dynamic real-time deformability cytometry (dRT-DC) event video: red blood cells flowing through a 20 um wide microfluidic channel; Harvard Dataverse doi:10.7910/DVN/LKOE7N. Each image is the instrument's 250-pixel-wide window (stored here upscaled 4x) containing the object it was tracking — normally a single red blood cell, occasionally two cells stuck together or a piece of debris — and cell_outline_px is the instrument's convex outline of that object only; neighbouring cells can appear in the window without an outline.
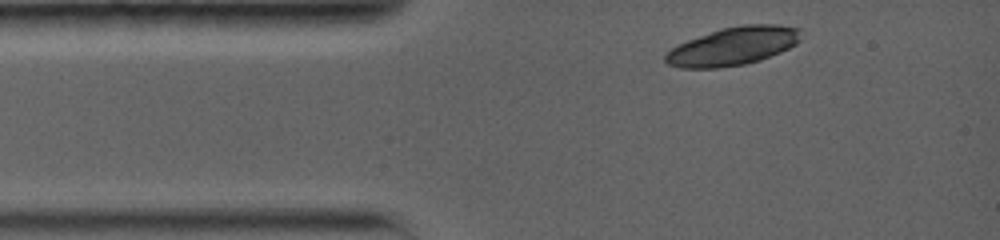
{"species": "common noctule bat (a hibernating species)", "species_latin": "Nyctalus noctula", "temperature_condition": "warm", "stored_images_in_passage": 1, "camera_frame_rate_fps": 5000, "um_per_image_px": 0.085, "animal": {"sex": "female", "body_mass_g": 19.0, "forearm_length_mm": 56.7}, "frame": {"image": 1, "passage_image": 1, "time_ms": 0.0, "image_size_px": [1000, 240], "cell_outline_px": [[800, 40], [796, 44], [780, 52], [760, 60], [744, 64], [720, 68], [680, 68], [668, 64], [664, 60], [664, 52], [676, 44], [720, 28], [740, 24], [776, 24], [800, 28]], "centroid_in_image_um": [62.27, 3.92], "position_along_channel_um": 22.7, "area_um2": 30.52}}